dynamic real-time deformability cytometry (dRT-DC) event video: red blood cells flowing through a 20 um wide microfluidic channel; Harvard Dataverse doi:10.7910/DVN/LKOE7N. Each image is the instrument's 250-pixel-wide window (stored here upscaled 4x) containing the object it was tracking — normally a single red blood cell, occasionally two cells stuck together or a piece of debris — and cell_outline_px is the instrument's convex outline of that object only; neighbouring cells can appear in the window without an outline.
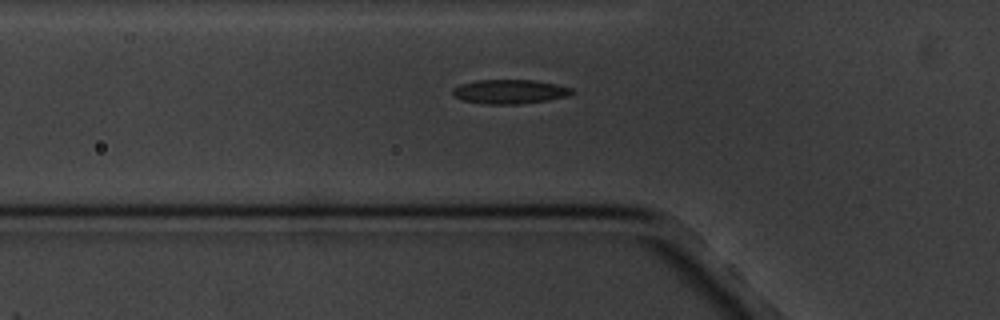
{"species": "common noctule bat (a hibernating species)", "species_latin": "Nyctalus noctula", "temperature_condition": "cold", "stored_images_in_passage": 4, "camera_frame_rate_fps": 3000, "um_per_image_px": 0.085, "animal": {"sex": "male", "body_mass_g": 20.1, "forearm_length_mm": 53.5}, "frame": {"image": 1, "passage_image": 4, "time_ms": 3.667, "image_size_px": [1000, 320], "cell_outline_px": [[576, 92], [568, 96], [548, 100], [520, 104], [484, 104], [464, 100], [456, 96], [452, 92], [452, 88], [460, 84], [476, 80], [536, 80], [556, 84], [572, 88]], "centroid_in_image_um": [43.36, 7.78], "position_along_channel_um": 82.4, "area_um2": 16.88}}